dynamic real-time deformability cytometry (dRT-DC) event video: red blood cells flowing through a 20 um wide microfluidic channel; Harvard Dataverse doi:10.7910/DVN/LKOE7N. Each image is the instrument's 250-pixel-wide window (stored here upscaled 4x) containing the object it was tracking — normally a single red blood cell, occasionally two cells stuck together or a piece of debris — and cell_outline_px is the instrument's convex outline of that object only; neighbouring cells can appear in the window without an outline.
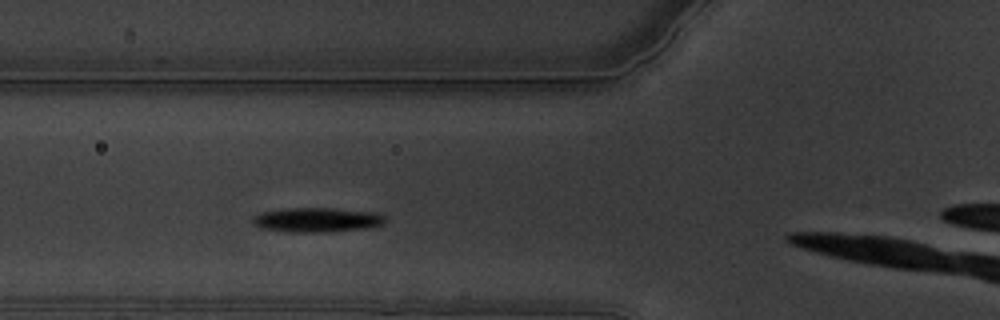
{"species": "common noctule bat (a hibernating species)", "species_latin": "Nyctalus noctula", "temperature_condition": "warm", "stored_images_in_passage": 55, "camera_frame_rate_fps": 3000, "um_per_image_px": 0.085, "animal": {"sex": "male", "body_mass_g": 19.5, "forearm_length_mm": 54.6}, "frame": {"image": 1, "passage_image": 16, "time_ms": 5.0, "image_size_px": [1000, 320], "cell_outline_px": [[384, 224], [372, 228], [328, 232], [292, 232], [260, 228], [252, 224], [252, 216], [260, 212], [284, 208], [332, 208], [376, 212], [384, 216]], "centroid_in_image_um": [26.93, 18.69], "position_along_channel_um": 98.9, "area_um2": 19.25}}
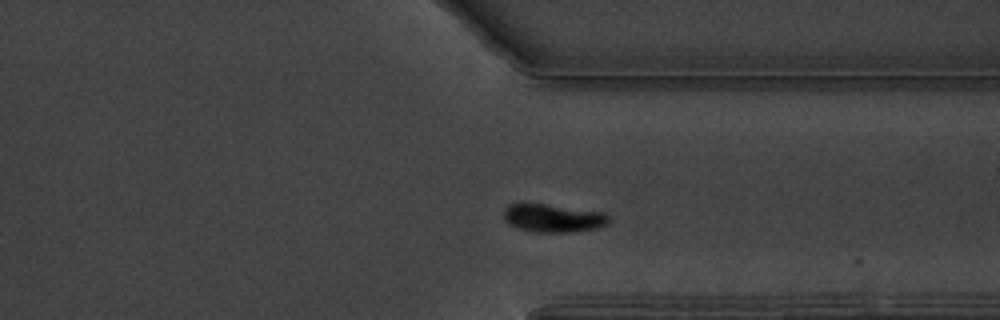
{"frame": {"image": 2, "passage_image": 40, "time_ms": 13.0, "image_size_px": [1000, 320], "cell_outline_px": [[608, 224], [596, 228], [576, 232], [536, 232], [516, 228], [508, 224], [504, 220], [504, 208], [508, 204], [520, 200], [604, 212], [608, 216]], "centroid_in_image_um": [46.92, 18.5], "position_along_channel_um": 364.5, "area_um2": 17.92}}
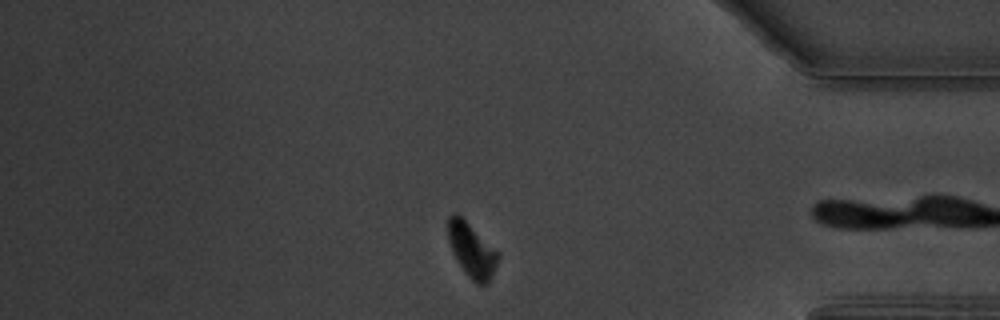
{"frame": {"image": 3, "passage_image": 45, "time_ms": 14.667, "image_size_px": [1000, 320], "cell_outline_px": [[500, 256], [492, 276], [488, 284], [476, 284], [468, 276], [456, 260], [452, 252], [448, 240], [448, 216], [452, 212], [456, 212]], "centroid_in_image_um": [40.06, 21.29], "position_along_channel_um": 395.1, "area_um2": 15.32}, "authors_computed_cell_mechanics": {"area_um2": 17.629, "velocity_mm_per_s": 3.3118, "shape_relaxation_time_tau1_ms": 3.3328, "shape_relaxation_time_tau2_ms": null, "deformation_change_tau1": 0.1921, "deformation_change_tau2": null}}